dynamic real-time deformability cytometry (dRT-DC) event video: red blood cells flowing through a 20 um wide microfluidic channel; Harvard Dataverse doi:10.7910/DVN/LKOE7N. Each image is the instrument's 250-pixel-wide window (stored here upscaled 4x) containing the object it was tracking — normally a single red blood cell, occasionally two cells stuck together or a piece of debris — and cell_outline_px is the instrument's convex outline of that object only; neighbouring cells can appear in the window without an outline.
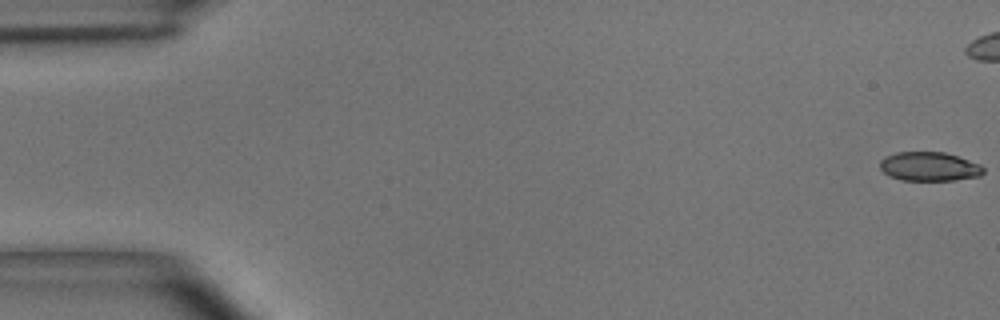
{"species": "common noctule bat (a hibernating species)", "species_latin": "Nyctalus noctula", "temperature_condition": "room temperature", "stored_images_in_passage": 41, "camera_frame_rate_fps": 3000, "um_per_image_px": 0.085, "animal": {"sex": "male", "body_mass_g": 15.6}, "frame": {"image": 1, "passage_image": 1, "time_ms": 0.0, "image_size_px": [1000, 320], "cell_outline_px": [[984, 172], [980, 176], [952, 180], [900, 180], [888, 176], [880, 168], [880, 160], [884, 156], [896, 152], [944, 152], [980, 164], [984, 168]], "centroid_in_image_um": [78.95, 14.15], "position_along_channel_um": 6.0, "area_um2": 17.51}}
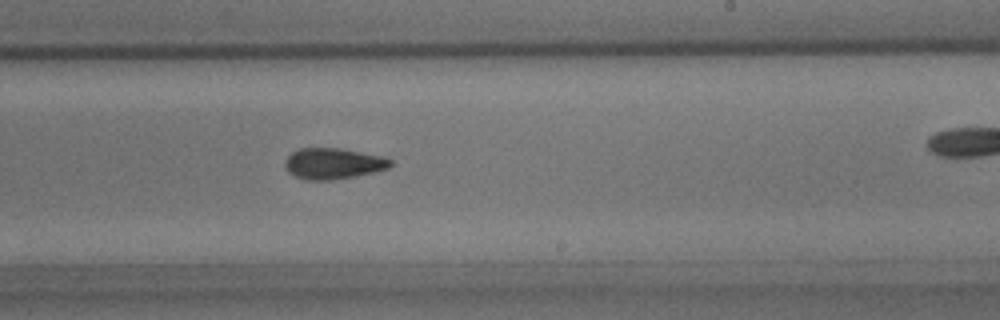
{"frame": {"image": 2, "passage_image": 30, "time_ms": 9.667, "image_size_px": [1000, 320], "cell_outline_px": [[392, 164], [388, 168], [356, 176], [332, 180], [308, 180], [296, 176], [288, 172], [284, 164], [284, 160], [292, 152], [300, 148], [340, 148], [380, 156], [392, 160]], "centroid_in_image_um": [28.29, 13.9], "position_along_channel_um": 260.7, "area_um2": 18.9}}
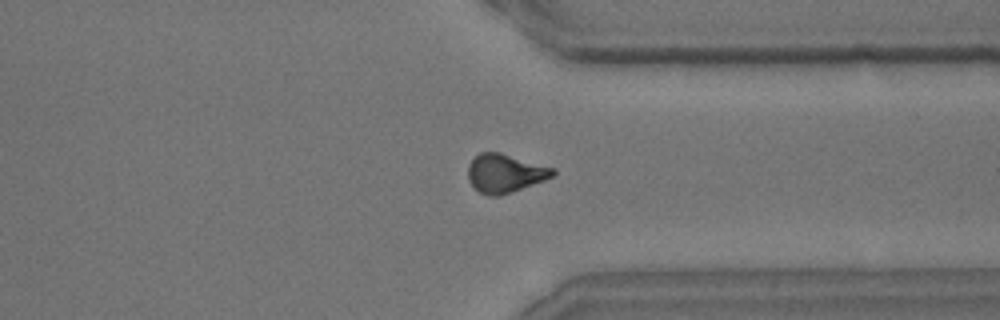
{"frame": {"image": 3, "passage_image": 38, "time_ms": 12.333, "image_size_px": [1000, 320], "cell_outline_px": [[556, 172], [552, 176], [544, 180], [512, 192], [500, 196], [488, 196], [480, 192], [468, 180], [468, 164], [480, 152], [500, 152], [556, 168]], "centroid_in_image_um": [42.93, 14.72], "position_along_channel_um": 368.5, "area_um2": 19.07}}